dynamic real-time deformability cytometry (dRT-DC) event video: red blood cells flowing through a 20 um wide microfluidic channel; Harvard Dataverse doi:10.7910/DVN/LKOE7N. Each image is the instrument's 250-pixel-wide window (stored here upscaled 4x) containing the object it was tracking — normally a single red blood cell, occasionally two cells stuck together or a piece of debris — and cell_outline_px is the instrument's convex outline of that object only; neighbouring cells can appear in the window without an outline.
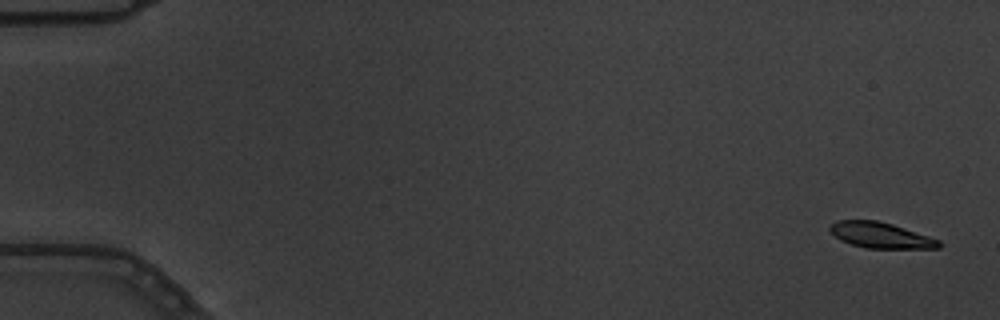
{"species": "common noctule bat (a hibernating species)", "species_latin": "Nyctalus noctula", "temperature_condition": "warm", "stored_images_in_passage": 4, "camera_frame_rate_fps": 3000, "um_per_image_px": 0.085, "animal": {"sex": "male", "body_mass_g": 19.5, "forearm_length_mm": 54.6}, "frame": {"image": 1, "passage_image": 1, "time_ms": 0.0, "image_size_px": [1000, 320], "cell_outline_px": [[944, 244], [940, 248], [864, 248], [840, 240], [828, 228], [836, 220], [876, 220], [892, 224], [940, 240]], "centroid_in_image_um": [74.88, 20.0], "position_along_channel_um": 10.1, "area_um2": 16.24}}